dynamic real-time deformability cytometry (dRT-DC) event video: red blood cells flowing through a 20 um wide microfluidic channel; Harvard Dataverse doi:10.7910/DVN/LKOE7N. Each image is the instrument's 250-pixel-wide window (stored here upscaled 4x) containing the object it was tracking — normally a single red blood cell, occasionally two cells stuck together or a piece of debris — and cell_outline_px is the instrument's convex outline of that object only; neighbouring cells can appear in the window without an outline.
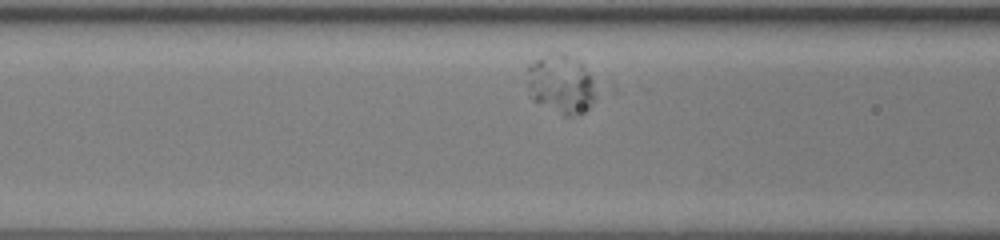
{"species": "human", "species_latin": "Homo sapiens", "temperature_condition": "room temperature", "stored_images_in_passage": 35, "camera_frame_rate_fps": 3000, "um_per_image_px": 0.085, "donor": {"sex": "female"}, "frame": {"image": 1, "passage_image": 10, "time_ms": 3.0, "image_size_px": [1000, 240], "cell_outline_px": [[592, 104], [588, 108], [572, 116], [564, 116], [532, 100], [528, 88], [528, 68], [536, 60], [544, 60], [580, 64], [588, 72], [592, 80]], "centroid_in_image_um": [47.64, 7.35], "position_along_channel_um": 119.0, "area_um2": 20.98}}
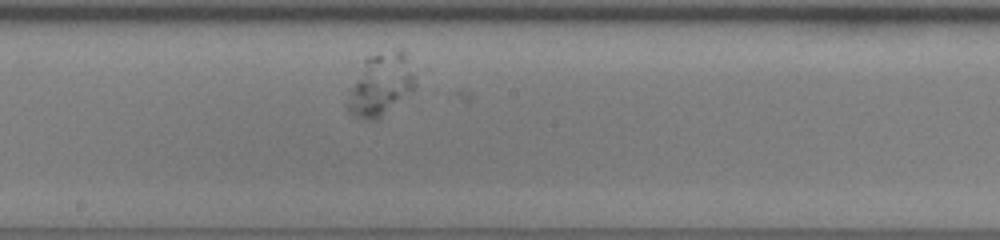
{"frame": {"image": 2, "passage_image": 19, "time_ms": 6.0, "image_size_px": [1000, 240], "cell_outline_px": [[416, 88], [412, 92], [376, 120], [364, 120], [352, 116], [348, 112], [344, 104], [348, 92], [364, 60], [368, 56], [380, 56], [412, 72]], "centroid_in_image_um": [32.14, 7.51], "position_along_channel_um": 216.1, "area_um2": 21.96}}
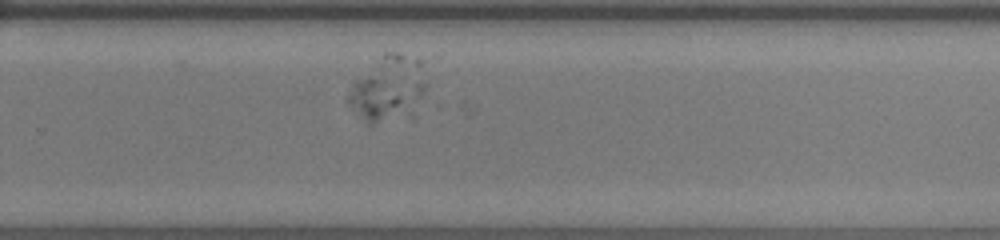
{"frame": {"image": 3, "passage_image": 26, "time_ms": 8.333, "image_size_px": [1000, 240], "cell_outline_px": [[400, 100], [396, 104], [372, 124], [348, 104], [348, 96], [352, 84], [384, 52], [400, 52]], "centroid_in_image_um": [32.07, 7.45], "position_along_channel_um": 297.7, "area_um2": 18.15}}